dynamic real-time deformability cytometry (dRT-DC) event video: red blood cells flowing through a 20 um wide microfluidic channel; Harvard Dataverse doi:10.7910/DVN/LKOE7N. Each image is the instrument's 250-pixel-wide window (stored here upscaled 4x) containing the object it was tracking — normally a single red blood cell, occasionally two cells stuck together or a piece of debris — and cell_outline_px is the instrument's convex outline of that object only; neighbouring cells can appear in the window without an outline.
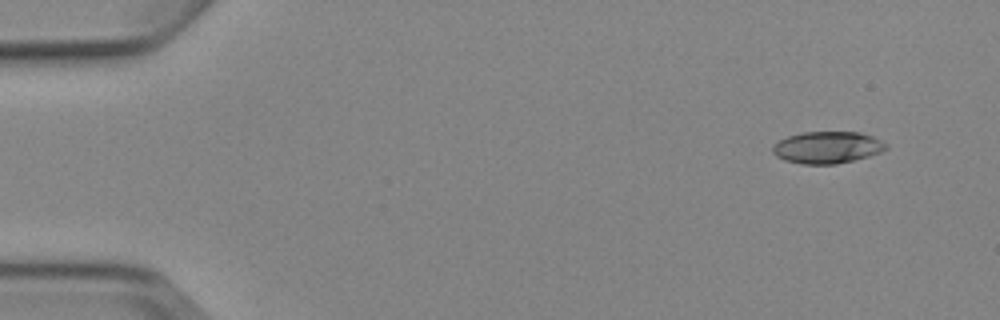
{"species": "Egyptian fruit bat (a non-hibernating species)", "species_latin": "Rousettus aegyptiacus", "temperature_condition": "cold", "stored_images_in_passage": 6, "camera_frame_rate_fps": 3000, "um_per_image_px": 0.085, "animal": {"sex": "female"}, "frame": {"image": 1, "passage_image": 1, "time_ms": 0.0, "image_size_px": [1000, 320], "cell_outline_px": [[888, 148], [880, 152], [868, 156], [836, 164], [800, 164], [784, 160], [776, 156], [772, 152], [772, 144], [788, 136], [800, 132], [860, 132], [872, 136], [888, 144]], "centroid_in_image_um": [70.29, 12.53], "position_along_channel_um": 14.7, "area_um2": 21.15}}
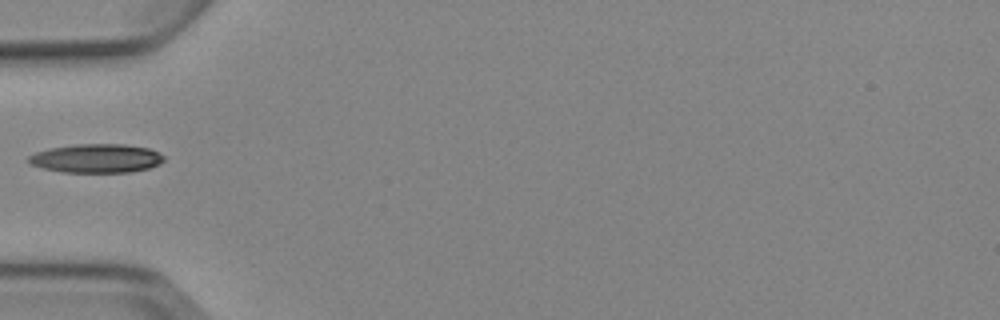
{"frame": {"image": 2, "passage_image": 5, "time_ms": 4.667, "image_size_px": [1000, 320], "cell_outline_px": [[164, 160], [160, 164], [148, 168], [132, 172], [64, 172], [44, 168], [28, 164], [28, 156], [36, 152], [48, 148], [76, 144], [124, 144], [148, 148], [164, 156]], "centroid_in_image_um": [8.18, 13.46], "position_along_channel_um": 76.8, "area_um2": 22.72}}
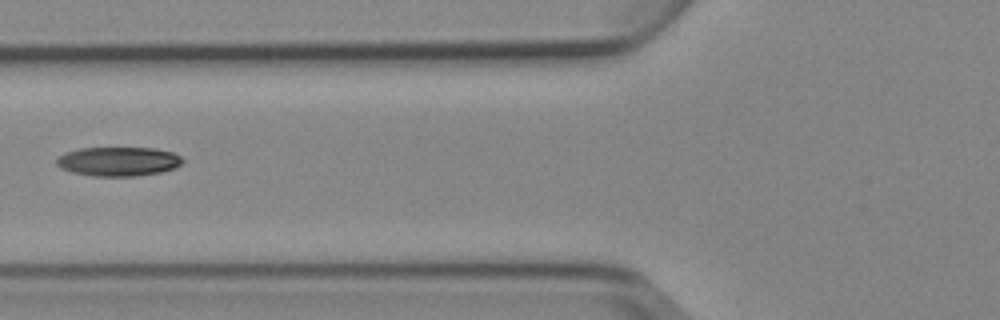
{"frame": {"image": 3, "passage_image": 6, "time_ms": 5.667, "image_size_px": [1000, 320], "cell_outline_px": [[184, 160], [176, 168], [160, 172], [136, 176], [92, 176], [72, 172], [60, 168], [56, 164], [56, 160], [64, 152], [80, 148], [156, 148], [172, 152], [180, 156]], "centroid_in_image_um": [10.05, 13.72], "position_along_channel_um": 115.7, "area_um2": 21.5}}